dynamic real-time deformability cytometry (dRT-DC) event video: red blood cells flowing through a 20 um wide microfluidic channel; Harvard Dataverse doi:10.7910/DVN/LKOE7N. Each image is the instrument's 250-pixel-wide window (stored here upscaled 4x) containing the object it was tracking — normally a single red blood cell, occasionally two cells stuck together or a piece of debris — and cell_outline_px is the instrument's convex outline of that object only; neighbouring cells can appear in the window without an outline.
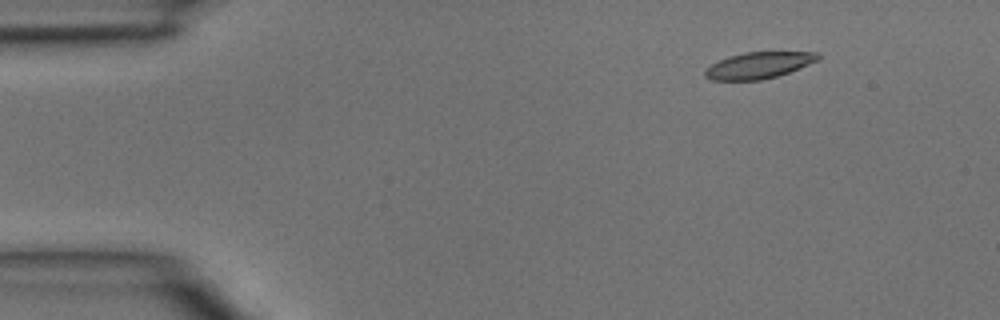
{"species": "common noctule bat (a hibernating species)", "species_latin": "Nyctalus noctula", "temperature_condition": "room temperature", "stored_images_in_passage": 3, "camera_frame_rate_fps": 3000, "um_per_image_px": 0.085, "animal": {"sex": "male", "body_mass_g": 15.6}, "frame": {"image": 1, "passage_image": 1, "time_ms": 0.0, "image_size_px": [1000, 320], "cell_outline_px": [[820, 60], [788, 72], [776, 76], [760, 80], [712, 80], [704, 76], [704, 68], [728, 56], [744, 52], [820, 52]], "centroid_in_image_um": [64.48, 5.54], "position_along_channel_um": 20.5, "area_um2": 17.4}}
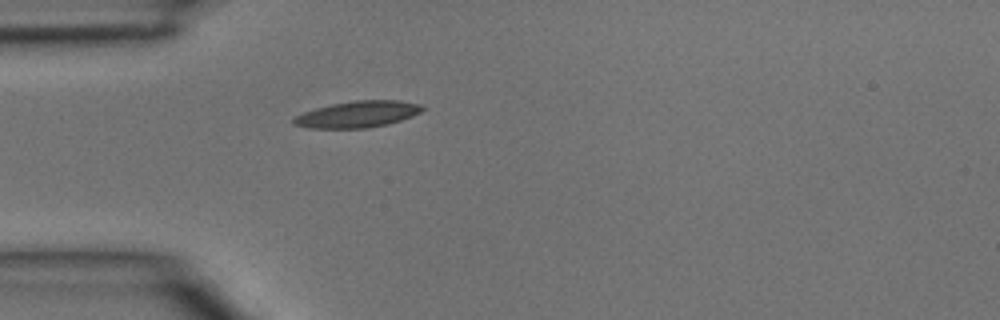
{"frame": {"image": 2, "passage_image": 3, "time_ms": 0.667, "image_size_px": [1000, 320], "cell_outline_px": [[424, 108], [420, 112], [412, 116], [388, 124], [368, 128], [308, 128], [292, 124], [292, 120], [296, 116], [304, 112], [316, 108], [332, 104], [356, 100], [400, 100], [420, 104]], "centroid_in_image_um": [30.39, 9.71], "position_along_channel_um": 54.6, "area_um2": 19.77}}